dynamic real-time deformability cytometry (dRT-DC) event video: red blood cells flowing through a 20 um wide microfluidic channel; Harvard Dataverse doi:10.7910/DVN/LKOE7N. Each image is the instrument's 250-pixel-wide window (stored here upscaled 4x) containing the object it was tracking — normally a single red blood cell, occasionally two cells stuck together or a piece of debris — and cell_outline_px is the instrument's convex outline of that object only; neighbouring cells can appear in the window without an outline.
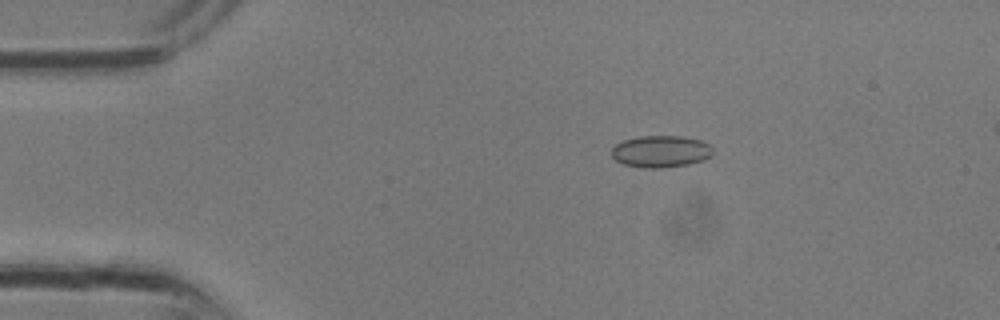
{"species": "common noctule bat (a hibernating species)", "species_latin": "Nyctalus noctula", "temperature_condition": "room temperature", "stored_images_in_passage": 31, "segment_of_instrument_passage": [1, 2], "camera_frame_rate_fps": 3000, "um_per_image_px": 0.085, "animal": {"sex": "male", "body_mass_g": 13.3}, "frame": {"image": 1, "passage_image": 4, "time_ms": 1.0, "image_size_px": [1000, 320], "cell_outline_px": [[712, 152], [704, 160], [688, 164], [660, 168], [648, 168], [624, 164], [616, 160], [612, 156], [612, 148], [616, 144], [624, 140], [640, 136], [684, 136], [700, 140], [708, 144], [712, 148]], "centroid_in_image_um": [56.16, 12.86], "position_along_channel_um": 28.8, "area_um2": 18.61}}
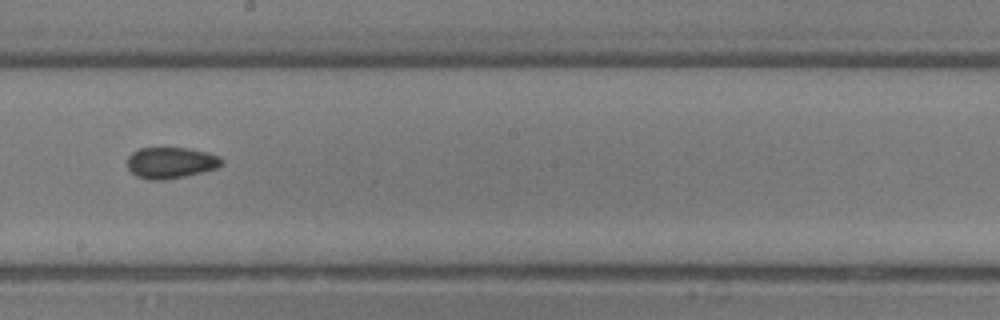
{"frame": {"image": 2, "passage_image": 16, "time_ms": 5.0, "image_size_px": [1000, 320], "cell_outline_px": [[224, 164], [216, 168], [184, 176], [164, 180], [152, 180], [136, 176], [128, 168], [128, 156], [132, 152], [140, 148], [188, 148], [208, 152], [220, 156], [224, 160]], "centroid_in_image_um": [14.54, 13.82], "position_along_channel_um": 233.7, "area_um2": 17.17}}
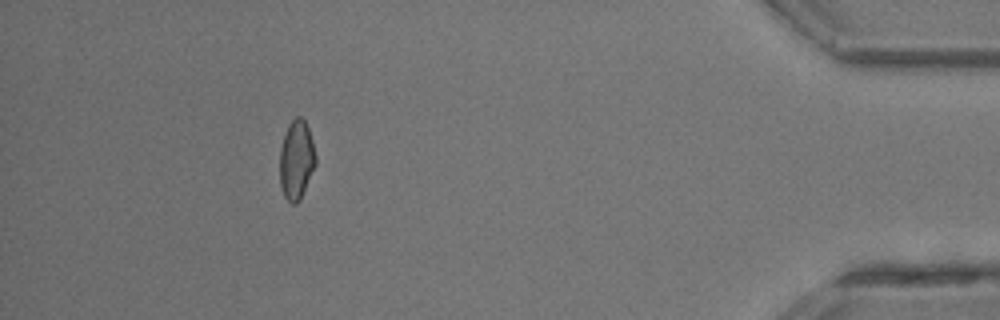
{"frame": {"image": 3, "passage_image": 27, "time_ms": 8.667, "image_size_px": [1000, 320], "cell_outline_px": [[316, 164], [300, 200], [296, 204], [292, 204], [284, 196], [280, 188], [280, 148], [288, 124], [296, 116], [300, 116], [304, 120], [308, 128], [312, 140], [316, 156]], "centroid_in_image_um": [25.19, 13.6], "position_along_channel_um": 410.0, "area_um2": 16.59}}